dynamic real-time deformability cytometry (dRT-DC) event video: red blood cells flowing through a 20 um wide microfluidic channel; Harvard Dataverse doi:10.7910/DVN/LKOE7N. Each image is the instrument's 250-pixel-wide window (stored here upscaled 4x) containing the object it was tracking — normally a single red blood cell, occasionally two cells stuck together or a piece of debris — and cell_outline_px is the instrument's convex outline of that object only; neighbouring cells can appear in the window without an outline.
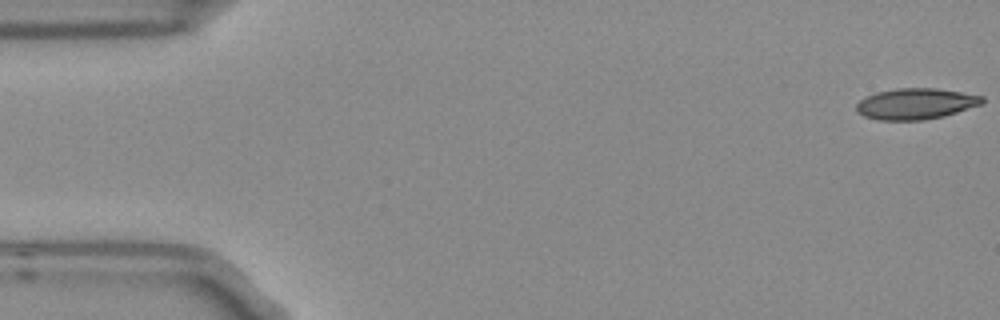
{"species": "Egyptian fruit bat (a non-hibernating species)", "species_latin": "Rousettus aegyptiacus", "temperature_condition": "room temperature", "stored_images_in_passage": 3, "camera_frame_rate_fps": 3000, "um_per_image_px": 0.085, "frame": {"image": 1, "passage_image": 1, "time_ms": 0.0, "image_size_px": [1000, 320], "cell_outline_px": [[984, 104], [944, 116], [924, 120], [880, 120], [864, 116], [856, 112], [856, 104], [860, 100], [876, 92], [900, 88], [936, 88], [984, 96]], "centroid_in_image_um": [77.86, 8.82], "position_along_channel_um": 7.1, "area_um2": 22.77}}